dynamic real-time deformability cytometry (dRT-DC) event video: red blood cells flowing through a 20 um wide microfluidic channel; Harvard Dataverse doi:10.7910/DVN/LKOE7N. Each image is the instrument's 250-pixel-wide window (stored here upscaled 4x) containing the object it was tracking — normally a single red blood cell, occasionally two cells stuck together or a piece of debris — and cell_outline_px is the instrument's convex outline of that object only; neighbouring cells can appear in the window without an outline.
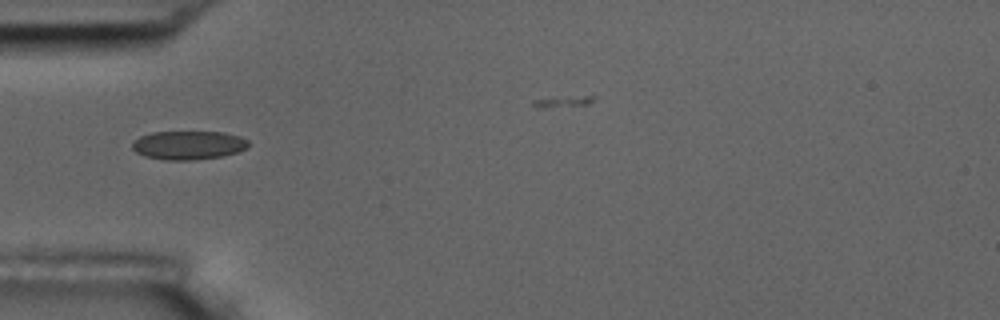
{"species": "common noctule bat (a hibernating species)", "species_latin": "Nyctalus noctula", "temperature_condition": "room temperature", "stored_images_in_passage": 26, "camera_frame_rate_fps": 3000, "um_per_image_px": 0.085, "animal": {"sex": "male", "body_mass_g": 17.5, "forearm_length_mm": 52.3}, "frame": {"image": 1, "passage_image": 1, "time_ms": 0.0, "image_size_px": [1000, 320], "cell_outline_px": [[252, 144], [248, 148], [224, 156], [196, 160], [164, 160], [144, 156], [136, 152], [132, 148], [132, 144], [140, 136], [152, 132], [224, 132], [240, 136], [248, 140]], "centroid_in_image_um": [16.06, 12.34], "position_along_channel_um": 68.9, "area_um2": 19.65}}
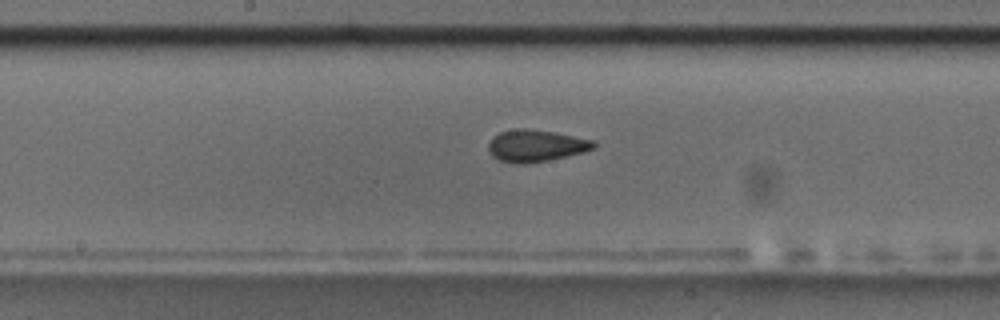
{"frame": {"image": 2, "passage_image": 12, "time_ms": 3.667, "image_size_px": [1000, 320], "cell_outline_px": [[596, 144], [592, 148], [580, 152], [548, 160], [528, 164], [516, 164], [500, 160], [492, 156], [488, 152], [488, 144], [492, 136], [500, 132], [516, 128], [524, 128], [552, 132], [596, 140]], "centroid_in_image_um": [45.48, 12.38], "position_along_channel_um": 202.7, "area_um2": 19.48}}
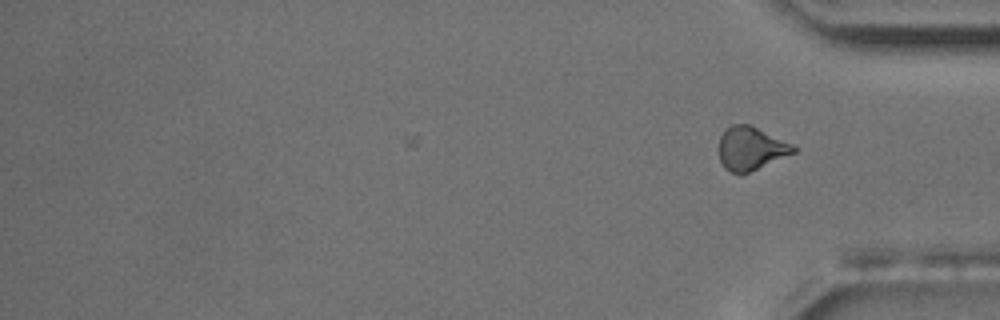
{"frame": {"image": 3, "passage_image": 26, "time_ms": 8.333, "image_size_px": [1000, 320], "cell_outline_px": [[796, 152], [740, 176], [724, 168], [720, 160], [720, 136], [732, 124], [752, 124], [792, 144], [796, 148]], "centroid_in_image_um": [63.83, 12.62], "position_along_channel_um": 371.4, "area_um2": 18.84}, "authors_computed_cell_mechanics": {"area_um2": 18.785, "velocity_mm_per_s": 3.6496, "shape_relaxation_time_tau1_ms": 5.5455, "shape_relaxation_time_tau2_ms": 1.9553, "deformation_change_tau1": 0.1185, "deformation_change_tau2": 0.0658}}